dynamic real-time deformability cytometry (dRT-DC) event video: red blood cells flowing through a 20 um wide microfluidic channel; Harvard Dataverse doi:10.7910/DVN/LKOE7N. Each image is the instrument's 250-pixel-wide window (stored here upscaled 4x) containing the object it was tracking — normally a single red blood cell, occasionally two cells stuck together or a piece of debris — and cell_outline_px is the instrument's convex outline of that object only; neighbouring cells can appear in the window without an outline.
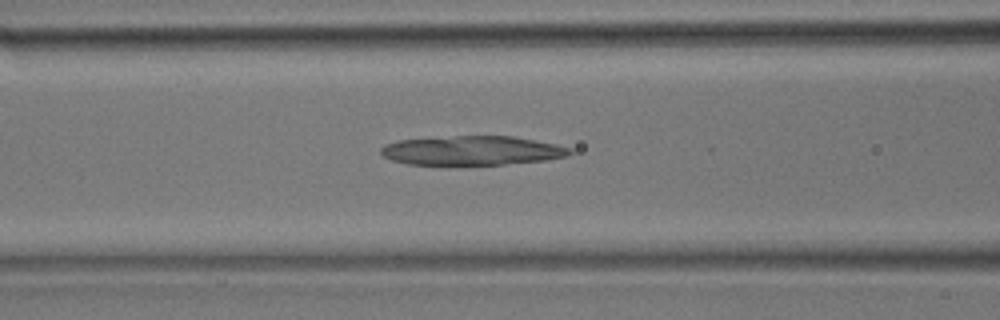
{"species": "common noctule bat (a hibernating species)", "species_latin": "Nyctalus noctula", "temperature_condition": "room temperature", "stored_images_in_passage": 38, "camera_frame_rate_fps": 3000, "um_per_image_px": 0.085, "animal": {"sex": "male", "body_mass_g": 17.9}, "frame": {"image": 1, "passage_image": 15, "time_ms": 4.667, "image_size_px": [1000, 320], "cell_outline_px": [[572, 152], [568, 156], [544, 160], [504, 164], [408, 164], [392, 160], [384, 156], [380, 152], [380, 148], [384, 144], [396, 140], [456, 136], [512, 136], [556, 144], [572, 148]], "centroid_in_image_um": [40.12, 12.79], "position_along_channel_um": 126.5, "area_um2": 31.96}}
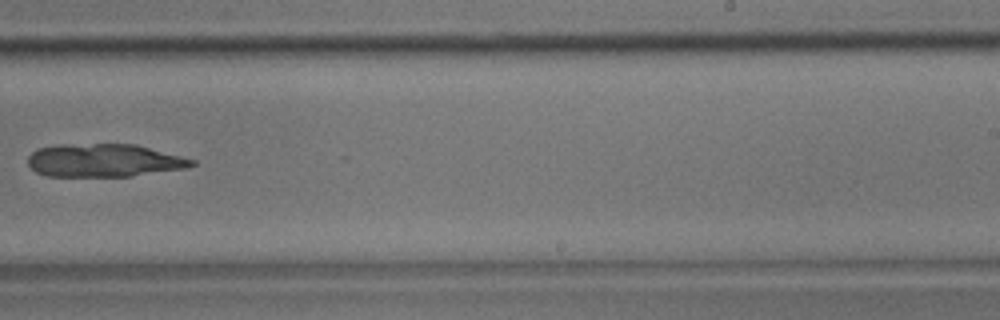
{"frame": {"image": 2, "passage_image": 24, "time_ms": 7.667, "image_size_px": [1000, 320], "cell_outline_px": [[196, 164], [184, 168], [128, 176], [48, 176], [36, 172], [28, 164], [28, 156], [36, 148], [56, 144], [136, 144], [196, 160]], "centroid_in_image_um": [8.79, 13.62], "position_along_channel_um": 280.2, "area_um2": 31.5}}
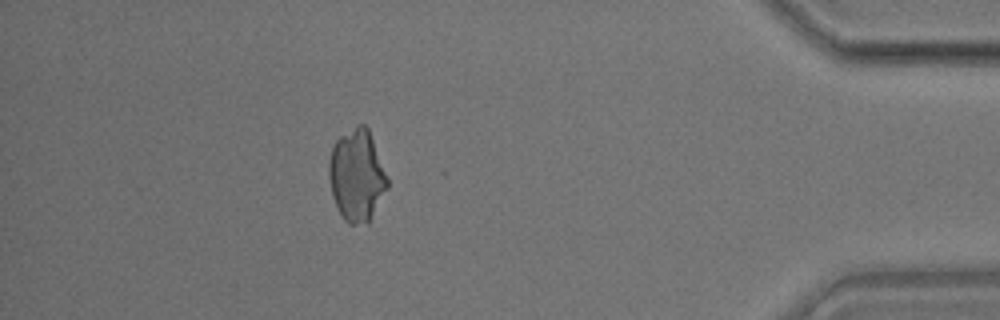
{"frame": {"image": 3, "passage_image": 34, "time_ms": 11.0, "image_size_px": [1000, 320], "cell_outline_px": [[388, 188], [368, 224], [348, 224], [344, 220], [332, 196], [328, 176], [328, 160], [332, 148], [336, 140], [340, 136], [356, 124], [364, 124], [368, 128], [388, 180]], "centroid_in_image_um": [30.31, 14.92], "position_along_channel_um": 404.9, "area_um2": 31.27}}